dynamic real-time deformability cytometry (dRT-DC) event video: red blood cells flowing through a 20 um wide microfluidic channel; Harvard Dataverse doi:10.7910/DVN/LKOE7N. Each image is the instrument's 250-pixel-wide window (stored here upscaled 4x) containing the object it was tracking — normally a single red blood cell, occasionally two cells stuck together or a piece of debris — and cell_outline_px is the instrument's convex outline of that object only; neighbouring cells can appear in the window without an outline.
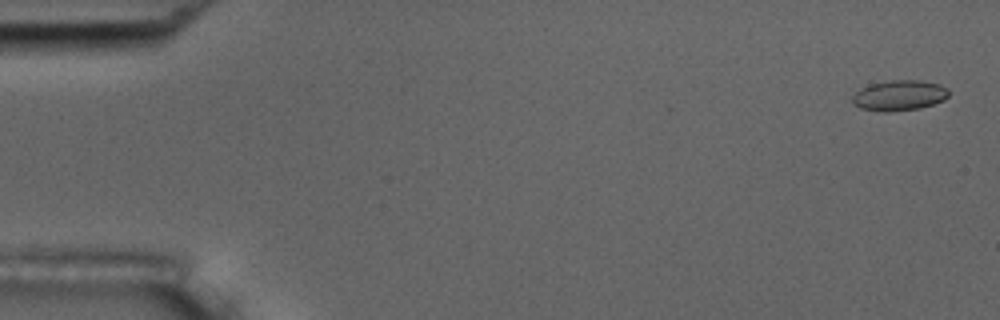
{"species": "common noctule bat (a hibernating species)", "species_latin": "Nyctalus noctula", "temperature_condition": "room temperature", "stored_images_in_passage": 10, "camera_frame_rate_fps": 3000, "um_per_image_px": 0.085, "animal": {"sex": "male", "body_mass_g": 17.5, "forearm_length_mm": 52.3}, "frame": {"image": 1, "passage_image": 1, "time_ms": 0.0, "image_size_px": [1000, 320], "cell_outline_px": [[948, 96], [944, 100], [920, 108], [888, 112], [880, 112], [860, 108], [852, 104], [852, 96], [856, 92], [872, 84], [892, 80], [920, 80], [936, 84], [948, 88]], "centroid_in_image_um": [76.42, 8.13], "position_along_channel_um": 8.6, "area_um2": 16.94}}
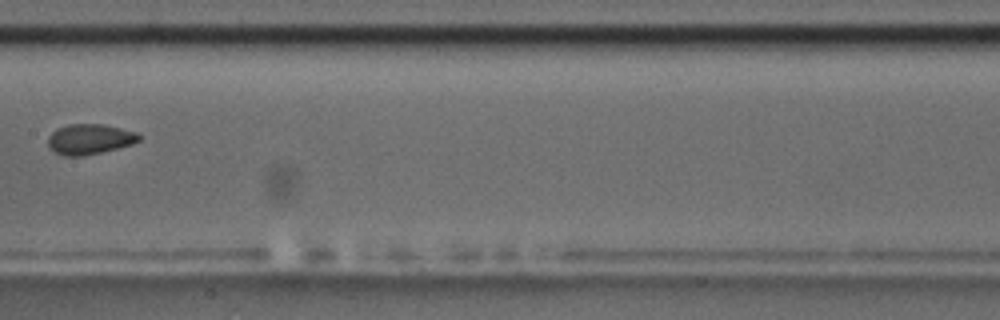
{"frame": {"image": 2, "passage_image": 9, "time_ms": 9.0, "image_size_px": [1000, 320], "cell_outline_px": [[140, 140], [132, 144], [100, 152], [80, 156], [64, 156], [56, 152], [48, 144], [48, 136], [56, 128], [68, 124], [104, 124], [136, 132], [140, 136]], "centroid_in_image_um": [7.61, 11.81], "position_along_channel_um": 199.8, "area_um2": 15.9}}
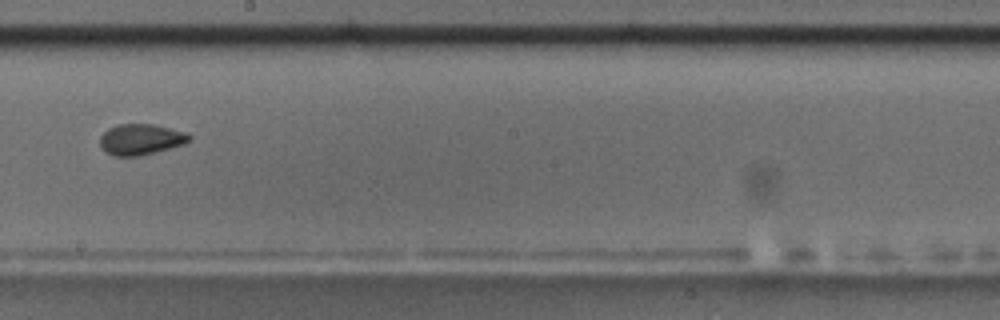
{"frame": {"image": 3, "passage_image": 10, "time_ms": 10.0, "image_size_px": [1000, 320], "cell_outline_px": [[192, 140], [184, 144], [140, 156], [112, 156], [104, 152], [100, 148], [100, 136], [108, 128], [116, 124], [156, 124], [184, 132], [192, 136]], "centroid_in_image_um": [11.94, 11.85], "position_along_channel_um": 236.3, "area_um2": 16.3}}